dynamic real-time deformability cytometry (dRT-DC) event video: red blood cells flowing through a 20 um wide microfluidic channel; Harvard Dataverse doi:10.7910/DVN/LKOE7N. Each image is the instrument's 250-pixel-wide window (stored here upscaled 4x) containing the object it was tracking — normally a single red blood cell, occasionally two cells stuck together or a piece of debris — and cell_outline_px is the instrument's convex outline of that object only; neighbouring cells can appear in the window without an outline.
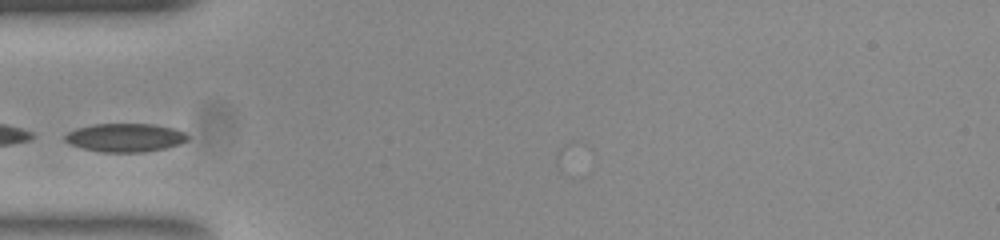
{"species": "common noctule bat (a hibernating species)", "species_latin": "Nyctalus noctula", "temperature_condition": "room temperature", "stored_images_in_passage": 3, "camera_frame_rate_fps": 3000, "um_per_image_px": 0.085, "animal": {"sex": "female", "body_mass_g": 23.0, "forearm_length_mm": 53.4}, "frame": {"image": 1, "passage_image": 1, "time_ms": 0.0, "image_size_px": [1000, 240], "cell_outline_px": [[188, 140], [180, 144], [168, 148], [144, 152], [104, 152], [84, 148], [68, 144], [64, 140], [64, 136], [68, 132], [76, 128], [92, 124], [152, 124], [172, 128], [184, 132], [188, 136]], "centroid_in_image_um": [10.64, 11.7], "position_along_channel_um": 74.4, "area_um2": 20.4}}